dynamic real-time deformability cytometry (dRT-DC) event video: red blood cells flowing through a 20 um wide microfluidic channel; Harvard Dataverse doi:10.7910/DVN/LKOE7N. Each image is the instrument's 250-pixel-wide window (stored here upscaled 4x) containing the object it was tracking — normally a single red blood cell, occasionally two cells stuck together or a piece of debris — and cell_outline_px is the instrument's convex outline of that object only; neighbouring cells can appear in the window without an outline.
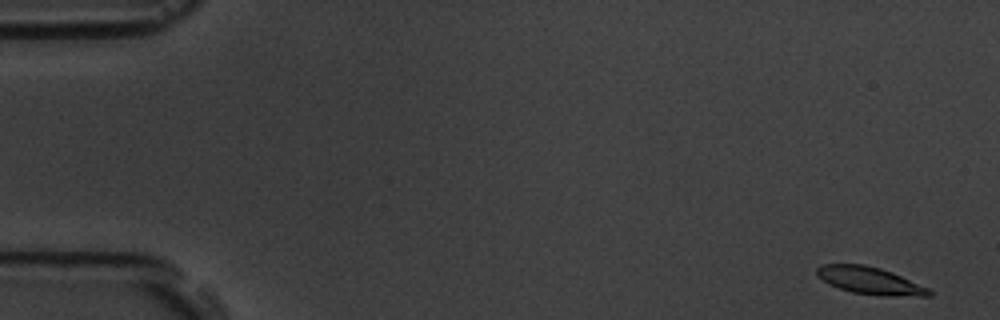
{"species": "common noctule bat (a hibernating species)", "species_latin": "Nyctalus noctula", "temperature_condition": "room temperature", "stored_images_in_passage": 12, "camera_frame_rate_fps": 3000, "um_per_image_px": 0.085, "animal": {"sex": "male", "body_mass_g": 19.5, "forearm_length_mm": 54.6}, "frame": {"image": 1, "passage_image": 1, "time_ms": 0.0, "image_size_px": [1000, 320], "cell_outline_px": [[932, 296], [884, 296], [852, 292], [828, 284], [816, 272], [816, 268], [824, 264], [864, 264], [880, 268], [892, 272], [928, 288], [932, 292]], "centroid_in_image_um": [73.97, 23.85], "position_along_channel_um": 11.0, "area_um2": 17.63}}